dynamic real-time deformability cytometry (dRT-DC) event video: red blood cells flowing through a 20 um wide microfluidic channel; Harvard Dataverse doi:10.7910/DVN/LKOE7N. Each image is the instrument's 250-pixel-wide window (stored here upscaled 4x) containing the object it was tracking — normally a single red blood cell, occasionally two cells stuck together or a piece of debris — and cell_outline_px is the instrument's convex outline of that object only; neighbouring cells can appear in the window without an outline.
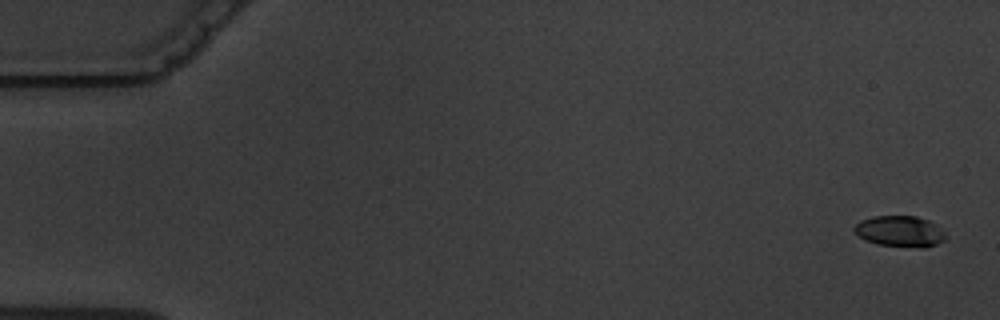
{"species": "common noctule bat (a hibernating species)", "species_latin": "Nyctalus noctula", "temperature_condition": "warm", "stored_images_in_passage": 11, "camera_frame_rate_fps": 3000, "um_per_image_px": 0.085, "animal": {"sex": "male", "body_mass_g": 19.5, "forearm_length_mm": 54.6}, "frame": {"image": 1, "passage_image": 1, "time_ms": 0.0, "image_size_px": [1000, 320], "cell_outline_px": [[948, 236], [944, 240], [936, 244], [924, 248], [876, 244], [864, 240], [852, 228], [860, 220], [872, 216], [916, 216], [928, 220], [944, 232]], "centroid_in_image_um": [76.48, 19.66], "position_along_channel_um": 8.5, "area_um2": 16.47}}